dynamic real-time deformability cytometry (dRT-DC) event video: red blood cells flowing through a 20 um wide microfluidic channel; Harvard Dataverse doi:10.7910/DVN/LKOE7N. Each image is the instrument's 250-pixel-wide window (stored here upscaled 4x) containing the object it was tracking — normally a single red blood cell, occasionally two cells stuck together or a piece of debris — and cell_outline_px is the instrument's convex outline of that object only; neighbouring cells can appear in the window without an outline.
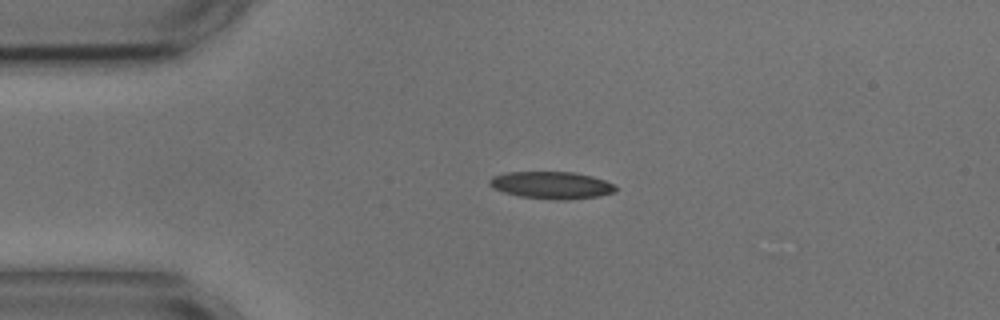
{"species": "common noctule bat (a hibernating species)", "species_latin": "Nyctalus noctula", "temperature_condition": "cold", "stored_images_in_passage": 38, "camera_frame_rate_fps": 3000, "um_per_image_px": 0.085, "animal": {"sex": "male", "body_mass_g": 17.9, "forearm_length_mm": 54.2}, "frame": {"image": 1, "passage_image": 6, "time_ms": 1.667, "image_size_px": [1000, 320], "cell_outline_px": [[616, 192], [600, 196], [568, 200], [556, 200], [520, 196], [504, 192], [492, 188], [488, 184], [488, 180], [492, 176], [504, 172], [572, 172], [592, 176], [604, 180], [612, 184], [616, 188]], "centroid_in_image_um": [46.85, 15.74], "position_along_channel_um": 38.2, "area_um2": 20.11}}